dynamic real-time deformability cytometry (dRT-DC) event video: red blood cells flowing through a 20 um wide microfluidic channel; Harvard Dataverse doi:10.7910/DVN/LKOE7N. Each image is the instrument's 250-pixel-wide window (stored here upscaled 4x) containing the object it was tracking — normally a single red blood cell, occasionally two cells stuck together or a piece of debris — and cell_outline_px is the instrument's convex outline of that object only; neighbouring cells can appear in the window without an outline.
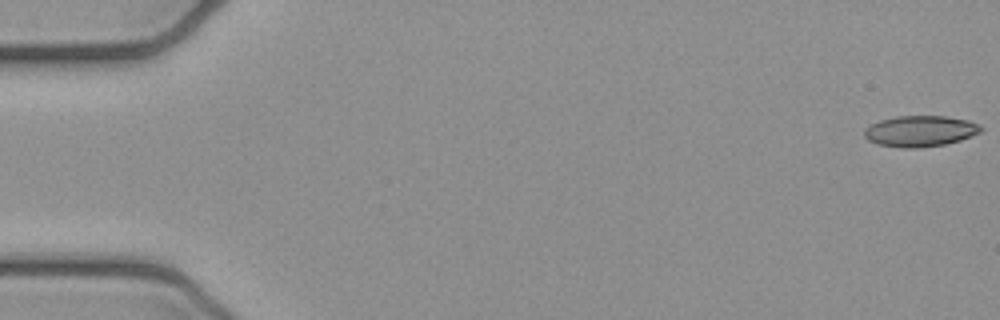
{"species": "common noctule bat (a hibernating species)", "species_latin": "Nyctalus noctula", "temperature_condition": "cold", "stored_images_in_passage": 52, "camera_frame_rate_fps": 3000, "um_per_image_px": 0.085, "animal": {"sex": "female", "body_mass_g": 21.9}, "frame": {"image": 1, "passage_image": 1, "time_ms": 0.0, "image_size_px": [1000, 320], "cell_outline_px": [[984, 128], [980, 132], [972, 136], [960, 140], [944, 144], [920, 148], [900, 148], [876, 144], [868, 140], [864, 136], [864, 128], [880, 120], [896, 116], [944, 116], [968, 120]], "centroid_in_image_um": [78.19, 11.15], "position_along_channel_um": 6.8, "area_um2": 21.1}}
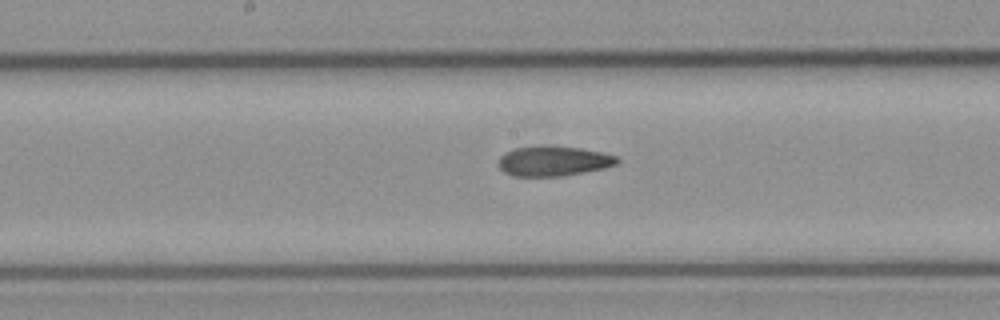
{"frame": {"image": 2, "passage_image": 27, "time_ms": 8.667, "image_size_px": [1000, 320], "cell_outline_px": [[620, 160], [616, 164], [604, 168], [564, 176], [512, 176], [504, 172], [496, 164], [500, 156], [516, 148], [580, 148], [600, 152], [616, 156]], "centroid_in_image_um": [47.04, 13.74], "position_along_channel_um": 201.2, "area_um2": 20.0}}
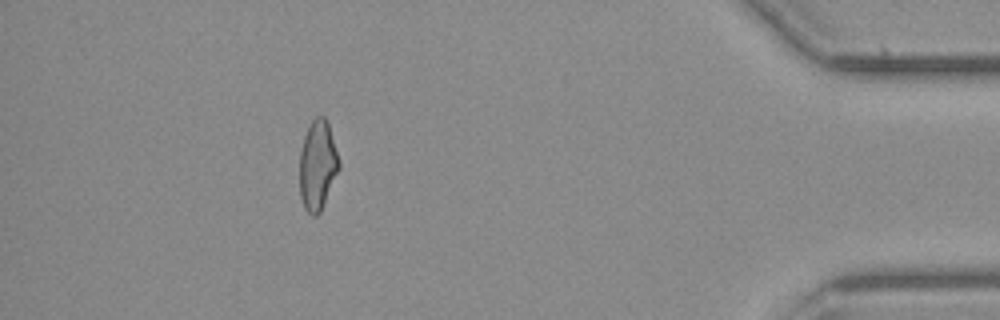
{"frame": {"image": 3, "passage_image": 47, "time_ms": 15.333, "image_size_px": [1000, 320], "cell_outline_px": [[340, 168], [320, 212], [316, 216], [312, 216], [304, 208], [300, 196], [300, 152], [304, 136], [312, 120], [316, 116], [324, 116], [328, 120], [340, 160]], "centroid_in_image_um": [27.01, 14.03], "position_along_channel_um": 408.2, "area_um2": 20.75}, "authors_computed_cell_mechanics": {"area_um2": 21.1548, "velocity_mm_per_s": 3.9473, "shape_relaxation_time_tau1_ms": null, "shape_relaxation_time_tau2_ms": 5.3065, "deformation_change_tau1": null, "deformation_change_tau2": 0.1403}}